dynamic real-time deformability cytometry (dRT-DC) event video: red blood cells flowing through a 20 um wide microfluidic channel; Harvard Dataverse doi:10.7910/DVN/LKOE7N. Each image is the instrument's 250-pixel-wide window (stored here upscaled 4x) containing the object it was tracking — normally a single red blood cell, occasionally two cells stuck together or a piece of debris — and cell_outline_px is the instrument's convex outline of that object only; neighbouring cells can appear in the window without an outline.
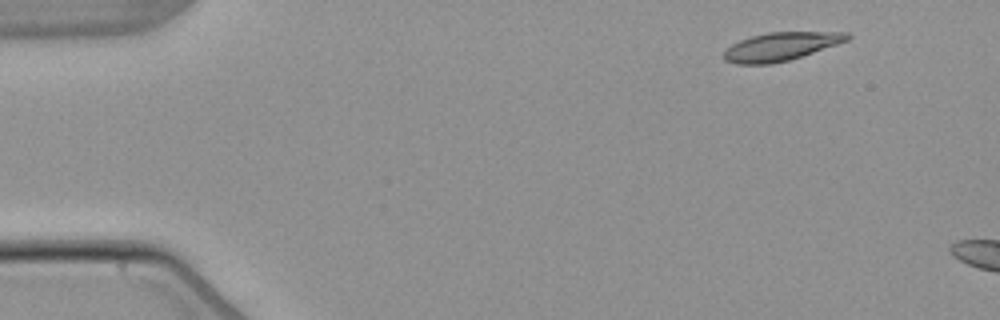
{"species": "common noctule bat (a hibernating species)", "species_latin": "Nyctalus noctula", "temperature_condition": "warm", "stored_images_in_passage": 3, "camera_frame_rate_fps": 3000, "um_per_image_px": 0.085, "animal": {"sex": "male", "body_mass_g": 21.5, "forearm_length_mm": 52.0}, "frame": {"image": 1, "passage_image": 1, "time_ms": 0.0, "image_size_px": [1000, 320], "cell_outline_px": [[852, 36], [848, 40], [788, 60], [772, 64], [736, 64], [724, 60], [724, 52], [732, 44], [740, 40], [752, 36], [768, 32], [848, 32]], "centroid_in_image_um": [66.35, 3.95], "position_along_channel_um": 18.7, "area_um2": 20.06}}